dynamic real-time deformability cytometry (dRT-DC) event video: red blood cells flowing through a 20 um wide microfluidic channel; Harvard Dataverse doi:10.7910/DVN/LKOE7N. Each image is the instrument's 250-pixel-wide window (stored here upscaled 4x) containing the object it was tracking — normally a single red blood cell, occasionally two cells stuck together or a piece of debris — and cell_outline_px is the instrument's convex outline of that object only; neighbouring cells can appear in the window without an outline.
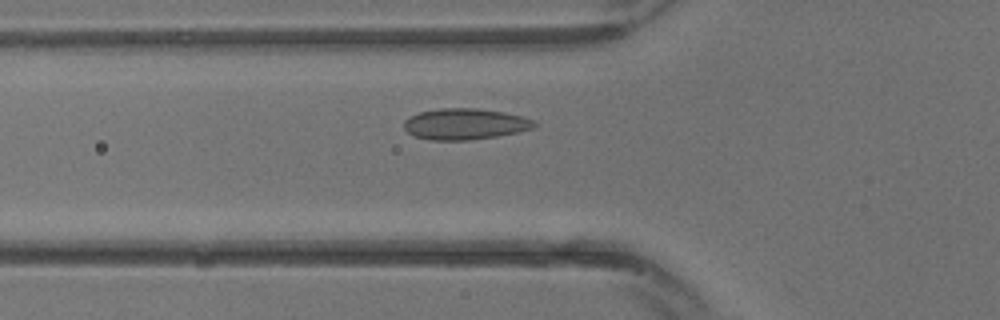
{"species": "common noctule bat (a hibernating species)", "species_latin": "Nyctalus noctula", "temperature_condition": "warm", "stored_images_in_passage": 17, "camera_frame_rate_fps": 3000, "um_per_image_px": 0.085, "animal": {"sex": "male", "body_mass_g": 13.3}, "frame": {"image": 1, "passage_image": 3, "time_ms": 0.667, "image_size_px": [1000, 320], "cell_outline_px": [[540, 124], [536, 128], [520, 132], [472, 140], [428, 140], [416, 136], [408, 132], [404, 128], [404, 120], [408, 116], [420, 112], [440, 108], [476, 108], [504, 112], [536, 120]], "centroid_in_image_um": [39.57, 10.54], "position_along_channel_um": 86.2, "area_um2": 23.93}}
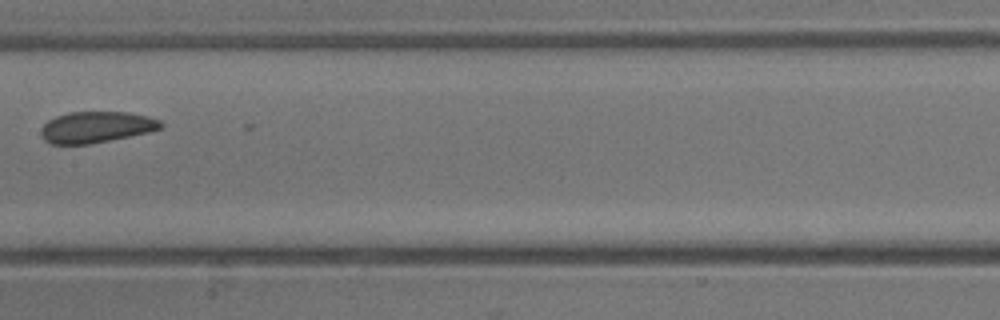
{"frame": {"image": 2, "passage_image": 8, "time_ms": 2.333, "image_size_px": [1000, 320], "cell_outline_px": [[164, 128], [148, 132], [92, 144], [48, 144], [40, 136], [40, 128], [48, 120], [56, 116], [68, 112], [128, 112], [148, 116], [160, 120], [164, 124]], "centroid_in_image_um": [8.16, 10.81], "position_along_channel_um": 199.2, "area_um2": 22.08}}
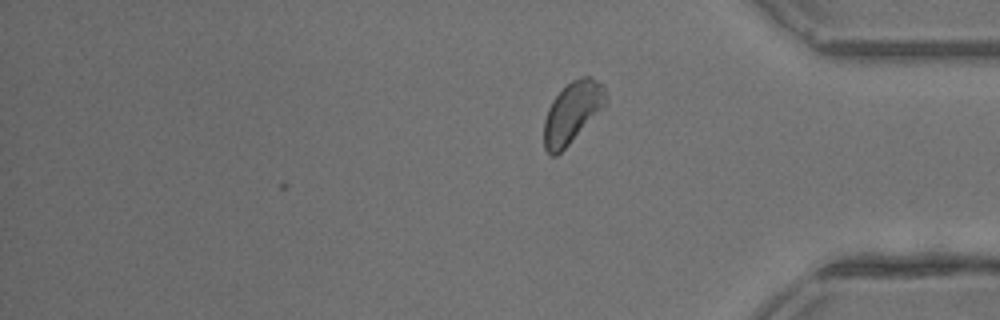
{"frame": {"image": 3, "passage_image": 17, "time_ms": 5.333, "image_size_px": [1000, 320], "cell_outline_px": [[608, 104], [556, 156], [548, 156], [544, 148], [544, 120], [548, 108], [552, 100], [572, 80], [584, 76], [592, 76], [604, 84], [608, 96]], "centroid_in_image_um": [48.68, 9.54], "position_along_channel_um": 386.5, "area_um2": 22.25}}